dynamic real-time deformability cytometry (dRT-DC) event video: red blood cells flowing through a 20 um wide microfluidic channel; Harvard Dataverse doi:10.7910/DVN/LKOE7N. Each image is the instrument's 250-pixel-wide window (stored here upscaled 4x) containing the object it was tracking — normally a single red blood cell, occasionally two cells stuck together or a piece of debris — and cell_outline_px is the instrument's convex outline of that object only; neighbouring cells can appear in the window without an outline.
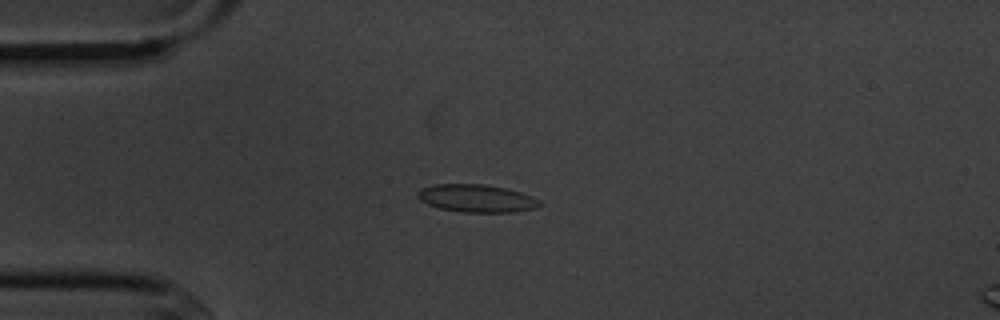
{"species": "common noctule bat (a hibernating species)", "species_latin": "Nyctalus noctula", "temperature_condition": "cold", "stored_images_in_passage": 12, "camera_frame_rate_fps": 3000, "um_per_image_px": 0.085, "animal": {"sex": "male", "body_mass_g": 20.1, "forearm_length_mm": 53.5}, "frame": {"image": 1, "passage_image": 1, "time_ms": 0.0, "image_size_px": [1000, 320], "cell_outline_px": [[544, 204], [536, 208], [512, 212], [464, 212], [440, 208], [428, 204], [420, 200], [416, 196], [416, 192], [420, 188], [432, 184], [484, 184], [504, 188], [520, 192], [532, 196], [540, 200]], "centroid_in_image_um": [40.5, 16.85], "position_along_channel_um": 44.5, "area_um2": 19.83}}
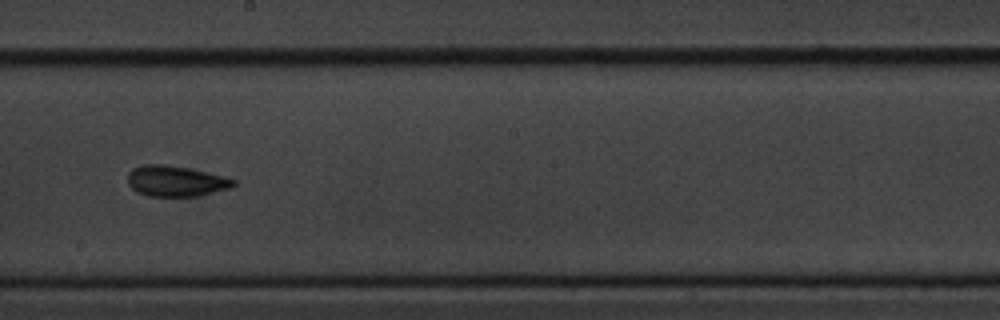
{"frame": {"image": 2, "passage_image": 6, "time_ms": 5.667, "image_size_px": [1000, 320], "cell_outline_px": [[236, 184], [232, 188], [196, 196], [148, 196], [136, 192], [128, 184], [128, 172], [132, 168], [144, 164], [160, 164], [188, 168], [224, 176], [236, 180]], "centroid_in_image_um": [14.93, 15.39], "position_along_channel_um": 233.3, "area_um2": 18.96}}
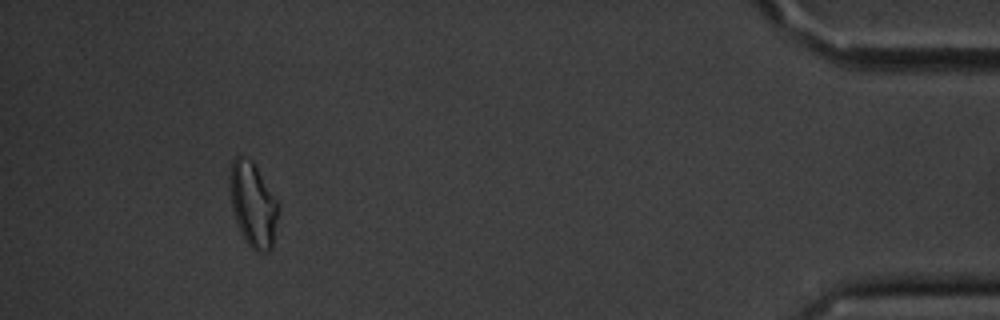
{"frame": {"image": 3, "passage_image": 11, "time_ms": 12.333, "image_size_px": [1000, 320], "cell_outline_px": [[280, 208], [272, 248], [268, 252], [256, 252], [244, 240], [240, 232], [232, 208], [228, 180], [228, 176], [232, 160], [236, 156], [240, 156], [252, 160], [276, 200]], "centroid_in_image_um": [21.49, 17.4], "position_along_channel_um": 413.7, "area_um2": 23.99}, "authors_computed_cell_mechanics": {"area_um2": 19.0451, "velocity_mm_per_s": 3.6317, "shape_relaxation_time_tau1_ms": 1.71, "shape_relaxation_time_tau2_ms": null, "deformation_change_tau1": 0.0549, "deformation_change_tau2": null}}